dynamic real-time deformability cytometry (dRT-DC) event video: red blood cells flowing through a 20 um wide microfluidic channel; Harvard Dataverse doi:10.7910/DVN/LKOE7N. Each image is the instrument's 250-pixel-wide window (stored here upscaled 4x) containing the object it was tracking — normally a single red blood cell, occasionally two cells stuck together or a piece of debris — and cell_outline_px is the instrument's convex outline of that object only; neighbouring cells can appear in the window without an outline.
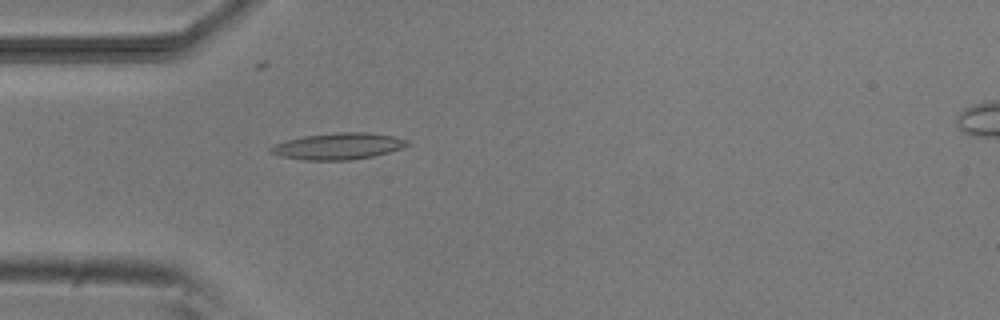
{"species": "common noctule bat (a hibernating species)", "species_latin": "Nyctalus noctula", "temperature_condition": "room temperature", "stored_images_in_passage": 6, "camera_frame_rate_fps": 3000, "um_per_image_px": 0.085, "animal": {"sex": "male", "body_mass_g": 20.5, "forearm_length_mm": 52.5}, "frame": {"image": 1, "passage_image": 5, "time_ms": 4.667, "image_size_px": [1000, 320], "cell_outline_px": [[412, 144], [404, 148], [372, 156], [348, 160], [304, 160], [280, 156], [268, 152], [268, 148], [276, 144], [288, 140], [304, 136], [336, 132], [368, 132], [392, 136], [408, 140]], "centroid_in_image_um": [28.76, 12.42], "position_along_channel_um": 56.2, "area_um2": 21.1}}